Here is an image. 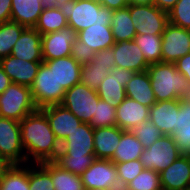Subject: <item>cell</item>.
Returning <instances> with one entry per match:
<instances>
[{"label": "cell", "mask_w": 190, "mask_h": 190, "mask_svg": "<svg viewBox=\"0 0 190 190\" xmlns=\"http://www.w3.org/2000/svg\"><path fill=\"white\" fill-rule=\"evenodd\" d=\"M21 143L27 164L55 161L60 143L52 131L45 113L37 109L20 122Z\"/></svg>", "instance_id": "1"}, {"label": "cell", "mask_w": 190, "mask_h": 190, "mask_svg": "<svg viewBox=\"0 0 190 190\" xmlns=\"http://www.w3.org/2000/svg\"><path fill=\"white\" fill-rule=\"evenodd\" d=\"M147 72L156 102L190 97V85L174 63L149 64Z\"/></svg>", "instance_id": "2"}, {"label": "cell", "mask_w": 190, "mask_h": 190, "mask_svg": "<svg viewBox=\"0 0 190 190\" xmlns=\"http://www.w3.org/2000/svg\"><path fill=\"white\" fill-rule=\"evenodd\" d=\"M68 19V26L77 33L92 26H110L114 10L102 6L98 0H75L59 7Z\"/></svg>", "instance_id": "3"}, {"label": "cell", "mask_w": 190, "mask_h": 190, "mask_svg": "<svg viewBox=\"0 0 190 190\" xmlns=\"http://www.w3.org/2000/svg\"><path fill=\"white\" fill-rule=\"evenodd\" d=\"M36 107L30 87L12 83L0 94V117L21 121Z\"/></svg>", "instance_id": "4"}, {"label": "cell", "mask_w": 190, "mask_h": 190, "mask_svg": "<svg viewBox=\"0 0 190 190\" xmlns=\"http://www.w3.org/2000/svg\"><path fill=\"white\" fill-rule=\"evenodd\" d=\"M34 103L38 109L49 105L61 104L66 90L59 86L53 69L42 62L35 80L30 87Z\"/></svg>", "instance_id": "5"}, {"label": "cell", "mask_w": 190, "mask_h": 190, "mask_svg": "<svg viewBox=\"0 0 190 190\" xmlns=\"http://www.w3.org/2000/svg\"><path fill=\"white\" fill-rule=\"evenodd\" d=\"M0 159L9 165L27 164L19 121L0 117Z\"/></svg>", "instance_id": "6"}, {"label": "cell", "mask_w": 190, "mask_h": 190, "mask_svg": "<svg viewBox=\"0 0 190 190\" xmlns=\"http://www.w3.org/2000/svg\"><path fill=\"white\" fill-rule=\"evenodd\" d=\"M181 154L174 138L163 135L151 146L144 148L139 161L145 169L160 173L168 168Z\"/></svg>", "instance_id": "7"}, {"label": "cell", "mask_w": 190, "mask_h": 190, "mask_svg": "<svg viewBox=\"0 0 190 190\" xmlns=\"http://www.w3.org/2000/svg\"><path fill=\"white\" fill-rule=\"evenodd\" d=\"M98 98L95 89L78 83L66 90L61 105L71 111L82 122L89 123L93 114H95Z\"/></svg>", "instance_id": "8"}, {"label": "cell", "mask_w": 190, "mask_h": 190, "mask_svg": "<svg viewBox=\"0 0 190 190\" xmlns=\"http://www.w3.org/2000/svg\"><path fill=\"white\" fill-rule=\"evenodd\" d=\"M136 34H162L169 23L168 13L155 5H128Z\"/></svg>", "instance_id": "9"}, {"label": "cell", "mask_w": 190, "mask_h": 190, "mask_svg": "<svg viewBox=\"0 0 190 190\" xmlns=\"http://www.w3.org/2000/svg\"><path fill=\"white\" fill-rule=\"evenodd\" d=\"M190 53V30L168 23L162 33L161 62L175 63Z\"/></svg>", "instance_id": "10"}, {"label": "cell", "mask_w": 190, "mask_h": 190, "mask_svg": "<svg viewBox=\"0 0 190 190\" xmlns=\"http://www.w3.org/2000/svg\"><path fill=\"white\" fill-rule=\"evenodd\" d=\"M84 188L120 190L115 163L110 159H95L81 175Z\"/></svg>", "instance_id": "11"}, {"label": "cell", "mask_w": 190, "mask_h": 190, "mask_svg": "<svg viewBox=\"0 0 190 190\" xmlns=\"http://www.w3.org/2000/svg\"><path fill=\"white\" fill-rule=\"evenodd\" d=\"M136 72L113 67L96 89L98 97L112 106H118L125 98V86Z\"/></svg>", "instance_id": "12"}, {"label": "cell", "mask_w": 190, "mask_h": 190, "mask_svg": "<svg viewBox=\"0 0 190 190\" xmlns=\"http://www.w3.org/2000/svg\"><path fill=\"white\" fill-rule=\"evenodd\" d=\"M77 39V32L67 26L59 31L42 35L43 61L71 56L72 44Z\"/></svg>", "instance_id": "13"}, {"label": "cell", "mask_w": 190, "mask_h": 190, "mask_svg": "<svg viewBox=\"0 0 190 190\" xmlns=\"http://www.w3.org/2000/svg\"><path fill=\"white\" fill-rule=\"evenodd\" d=\"M58 154H68L73 157H84V155H95L94 151V129L89 123H82L68 135L60 144Z\"/></svg>", "instance_id": "14"}, {"label": "cell", "mask_w": 190, "mask_h": 190, "mask_svg": "<svg viewBox=\"0 0 190 190\" xmlns=\"http://www.w3.org/2000/svg\"><path fill=\"white\" fill-rule=\"evenodd\" d=\"M57 141L61 144L83 122L61 104L41 108Z\"/></svg>", "instance_id": "15"}, {"label": "cell", "mask_w": 190, "mask_h": 190, "mask_svg": "<svg viewBox=\"0 0 190 190\" xmlns=\"http://www.w3.org/2000/svg\"><path fill=\"white\" fill-rule=\"evenodd\" d=\"M180 99L156 102L150 107L149 120L162 132L172 136L176 132Z\"/></svg>", "instance_id": "16"}, {"label": "cell", "mask_w": 190, "mask_h": 190, "mask_svg": "<svg viewBox=\"0 0 190 190\" xmlns=\"http://www.w3.org/2000/svg\"><path fill=\"white\" fill-rule=\"evenodd\" d=\"M164 190H186L190 186V157L181 154L168 168L160 173Z\"/></svg>", "instance_id": "17"}, {"label": "cell", "mask_w": 190, "mask_h": 190, "mask_svg": "<svg viewBox=\"0 0 190 190\" xmlns=\"http://www.w3.org/2000/svg\"><path fill=\"white\" fill-rule=\"evenodd\" d=\"M113 49L116 67L138 72L147 71L149 64L140 47L133 41L115 42Z\"/></svg>", "instance_id": "18"}, {"label": "cell", "mask_w": 190, "mask_h": 190, "mask_svg": "<svg viewBox=\"0 0 190 190\" xmlns=\"http://www.w3.org/2000/svg\"><path fill=\"white\" fill-rule=\"evenodd\" d=\"M42 62L19 59L12 55L0 59V65L12 83L31 87Z\"/></svg>", "instance_id": "19"}, {"label": "cell", "mask_w": 190, "mask_h": 190, "mask_svg": "<svg viewBox=\"0 0 190 190\" xmlns=\"http://www.w3.org/2000/svg\"><path fill=\"white\" fill-rule=\"evenodd\" d=\"M149 111L150 107L126 97L116 106V125L124 131H130L149 120Z\"/></svg>", "instance_id": "20"}, {"label": "cell", "mask_w": 190, "mask_h": 190, "mask_svg": "<svg viewBox=\"0 0 190 190\" xmlns=\"http://www.w3.org/2000/svg\"><path fill=\"white\" fill-rule=\"evenodd\" d=\"M42 35L35 28H25L13 46L10 55L22 60L43 62Z\"/></svg>", "instance_id": "21"}, {"label": "cell", "mask_w": 190, "mask_h": 190, "mask_svg": "<svg viewBox=\"0 0 190 190\" xmlns=\"http://www.w3.org/2000/svg\"><path fill=\"white\" fill-rule=\"evenodd\" d=\"M43 62H45L50 69H53L59 86H63L65 90H68L75 84L80 83L82 65L71 56Z\"/></svg>", "instance_id": "22"}, {"label": "cell", "mask_w": 190, "mask_h": 190, "mask_svg": "<svg viewBox=\"0 0 190 190\" xmlns=\"http://www.w3.org/2000/svg\"><path fill=\"white\" fill-rule=\"evenodd\" d=\"M125 131L116 126L94 129V151L96 159H111Z\"/></svg>", "instance_id": "23"}, {"label": "cell", "mask_w": 190, "mask_h": 190, "mask_svg": "<svg viewBox=\"0 0 190 190\" xmlns=\"http://www.w3.org/2000/svg\"><path fill=\"white\" fill-rule=\"evenodd\" d=\"M126 97L151 107L156 103L150 76L147 71L135 73L125 86Z\"/></svg>", "instance_id": "24"}, {"label": "cell", "mask_w": 190, "mask_h": 190, "mask_svg": "<svg viewBox=\"0 0 190 190\" xmlns=\"http://www.w3.org/2000/svg\"><path fill=\"white\" fill-rule=\"evenodd\" d=\"M43 9L41 0H12L11 21L34 28Z\"/></svg>", "instance_id": "25"}, {"label": "cell", "mask_w": 190, "mask_h": 190, "mask_svg": "<svg viewBox=\"0 0 190 190\" xmlns=\"http://www.w3.org/2000/svg\"><path fill=\"white\" fill-rule=\"evenodd\" d=\"M77 38L86 43L95 52L109 49L115 44L110 26L93 24L77 33Z\"/></svg>", "instance_id": "26"}, {"label": "cell", "mask_w": 190, "mask_h": 190, "mask_svg": "<svg viewBox=\"0 0 190 190\" xmlns=\"http://www.w3.org/2000/svg\"><path fill=\"white\" fill-rule=\"evenodd\" d=\"M176 132L172 135L182 154L190 153V97L181 98Z\"/></svg>", "instance_id": "27"}, {"label": "cell", "mask_w": 190, "mask_h": 190, "mask_svg": "<svg viewBox=\"0 0 190 190\" xmlns=\"http://www.w3.org/2000/svg\"><path fill=\"white\" fill-rule=\"evenodd\" d=\"M144 150L141 142L135 137L131 131H125L113 157L110 159L113 163H123L127 161L137 160Z\"/></svg>", "instance_id": "28"}, {"label": "cell", "mask_w": 190, "mask_h": 190, "mask_svg": "<svg viewBox=\"0 0 190 190\" xmlns=\"http://www.w3.org/2000/svg\"><path fill=\"white\" fill-rule=\"evenodd\" d=\"M110 27L115 42L131 41L136 36L128 7L114 10Z\"/></svg>", "instance_id": "29"}, {"label": "cell", "mask_w": 190, "mask_h": 190, "mask_svg": "<svg viewBox=\"0 0 190 190\" xmlns=\"http://www.w3.org/2000/svg\"><path fill=\"white\" fill-rule=\"evenodd\" d=\"M0 190H29V163L10 165L2 176Z\"/></svg>", "instance_id": "30"}, {"label": "cell", "mask_w": 190, "mask_h": 190, "mask_svg": "<svg viewBox=\"0 0 190 190\" xmlns=\"http://www.w3.org/2000/svg\"><path fill=\"white\" fill-rule=\"evenodd\" d=\"M68 26V19L59 7L44 8L35 25V29L41 34L59 31Z\"/></svg>", "instance_id": "31"}, {"label": "cell", "mask_w": 190, "mask_h": 190, "mask_svg": "<svg viewBox=\"0 0 190 190\" xmlns=\"http://www.w3.org/2000/svg\"><path fill=\"white\" fill-rule=\"evenodd\" d=\"M133 41L140 47L148 64L161 62L162 34H136Z\"/></svg>", "instance_id": "32"}, {"label": "cell", "mask_w": 190, "mask_h": 190, "mask_svg": "<svg viewBox=\"0 0 190 190\" xmlns=\"http://www.w3.org/2000/svg\"><path fill=\"white\" fill-rule=\"evenodd\" d=\"M29 190H55L51 179V161L30 163Z\"/></svg>", "instance_id": "33"}, {"label": "cell", "mask_w": 190, "mask_h": 190, "mask_svg": "<svg viewBox=\"0 0 190 190\" xmlns=\"http://www.w3.org/2000/svg\"><path fill=\"white\" fill-rule=\"evenodd\" d=\"M51 179L55 190H84L80 175L73 174L51 161Z\"/></svg>", "instance_id": "34"}, {"label": "cell", "mask_w": 190, "mask_h": 190, "mask_svg": "<svg viewBox=\"0 0 190 190\" xmlns=\"http://www.w3.org/2000/svg\"><path fill=\"white\" fill-rule=\"evenodd\" d=\"M25 28L14 21L0 23V59L11 54L13 46Z\"/></svg>", "instance_id": "35"}, {"label": "cell", "mask_w": 190, "mask_h": 190, "mask_svg": "<svg viewBox=\"0 0 190 190\" xmlns=\"http://www.w3.org/2000/svg\"><path fill=\"white\" fill-rule=\"evenodd\" d=\"M110 71L111 67L97 66V62L92 60L81 66L80 83L96 90Z\"/></svg>", "instance_id": "36"}, {"label": "cell", "mask_w": 190, "mask_h": 190, "mask_svg": "<svg viewBox=\"0 0 190 190\" xmlns=\"http://www.w3.org/2000/svg\"><path fill=\"white\" fill-rule=\"evenodd\" d=\"M160 174L151 169H143L122 190H158L161 189Z\"/></svg>", "instance_id": "37"}, {"label": "cell", "mask_w": 190, "mask_h": 190, "mask_svg": "<svg viewBox=\"0 0 190 190\" xmlns=\"http://www.w3.org/2000/svg\"><path fill=\"white\" fill-rule=\"evenodd\" d=\"M89 124L93 129L116 126V107L98 98L95 114H93Z\"/></svg>", "instance_id": "38"}, {"label": "cell", "mask_w": 190, "mask_h": 190, "mask_svg": "<svg viewBox=\"0 0 190 190\" xmlns=\"http://www.w3.org/2000/svg\"><path fill=\"white\" fill-rule=\"evenodd\" d=\"M95 155H84V157H73L68 154H58L55 162L63 169L77 175L87 170L95 160Z\"/></svg>", "instance_id": "39"}, {"label": "cell", "mask_w": 190, "mask_h": 190, "mask_svg": "<svg viewBox=\"0 0 190 190\" xmlns=\"http://www.w3.org/2000/svg\"><path fill=\"white\" fill-rule=\"evenodd\" d=\"M169 23L190 30V0H178L168 12Z\"/></svg>", "instance_id": "40"}, {"label": "cell", "mask_w": 190, "mask_h": 190, "mask_svg": "<svg viewBox=\"0 0 190 190\" xmlns=\"http://www.w3.org/2000/svg\"><path fill=\"white\" fill-rule=\"evenodd\" d=\"M144 148L151 146L163 136L162 132L150 121H145L130 130Z\"/></svg>", "instance_id": "41"}, {"label": "cell", "mask_w": 190, "mask_h": 190, "mask_svg": "<svg viewBox=\"0 0 190 190\" xmlns=\"http://www.w3.org/2000/svg\"><path fill=\"white\" fill-rule=\"evenodd\" d=\"M115 166L120 183V190H122L128 182L133 180L144 169V166L139 159L123 163H115Z\"/></svg>", "instance_id": "42"}, {"label": "cell", "mask_w": 190, "mask_h": 190, "mask_svg": "<svg viewBox=\"0 0 190 190\" xmlns=\"http://www.w3.org/2000/svg\"><path fill=\"white\" fill-rule=\"evenodd\" d=\"M95 51L92 50L86 43L81 42L78 38L72 44L71 57L79 64L84 65L94 59Z\"/></svg>", "instance_id": "43"}, {"label": "cell", "mask_w": 190, "mask_h": 190, "mask_svg": "<svg viewBox=\"0 0 190 190\" xmlns=\"http://www.w3.org/2000/svg\"><path fill=\"white\" fill-rule=\"evenodd\" d=\"M93 60L97 62V66L111 67V69L116 67L112 48L95 52Z\"/></svg>", "instance_id": "44"}, {"label": "cell", "mask_w": 190, "mask_h": 190, "mask_svg": "<svg viewBox=\"0 0 190 190\" xmlns=\"http://www.w3.org/2000/svg\"><path fill=\"white\" fill-rule=\"evenodd\" d=\"M178 72L182 73L190 85V53L186 54L182 58H179L174 63Z\"/></svg>", "instance_id": "45"}, {"label": "cell", "mask_w": 190, "mask_h": 190, "mask_svg": "<svg viewBox=\"0 0 190 190\" xmlns=\"http://www.w3.org/2000/svg\"><path fill=\"white\" fill-rule=\"evenodd\" d=\"M12 0H0V23L11 21Z\"/></svg>", "instance_id": "46"}, {"label": "cell", "mask_w": 190, "mask_h": 190, "mask_svg": "<svg viewBox=\"0 0 190 190\" xmlns=\"http://www.w3.org/2000/svg\"><path fill=\"white\" fill-rule=\"evenodd\" d=\"M99 2L102 6L112 10L123 9L128 6L127 0H99Z\"/></svg>", "instance_id": "47"}, {"label": "cell", "mask_w": 190, "mask_h": 190, "mask_svg": "<svg viewBox=\"0 0 190 190\" xmlns=\"http://www.w3.org/2000/svg\"><path fill=\"white\" fill-rule=\"evenodd\" d=\"M178 0H154V5L157 6L160 10L169 12Z\"/></svg>", "instance_id": "48"}, {"label": "cell", "mask_w": 190, "mask_h": 190, "mask_svg": "<svg viewBox=\"0 0 190 190\" xmlns=\"http://www.w3.org/2000/svg\"><path fill=\"white\" fill-rule=\"evenodd\" d=\"M11 84L9 76L4 72L0 65V94H2Z\"/></svg>", "instance_id": "49"}, {"label": "cell", "mask_w": 190, "mask_h": 190, "mask_svg": "<svg viewBox=\"0 0 190 190\" xmlns=\"http://www.w3.org/2000/svg\"><path fill=\"white\" fill-rule=\"evenodd\" d=\"M75 0H41L43 8L60 7L67 2Z\"/></svg>", "instance_id": "50"}, {"label": "cell", "mask_w": 190, "mask_h": 190, "mask_svg": "<svg viewBox=\"0 0 190 190\" xmlns=\"http://www.w3.org/2000/svg\"><path fill=\"white\" fill-rule=\"evenodd\" d=\"M128 5H154V0H127Z\"/></svg>", "instance_id": "51"}, {"label": "cell", "mask_w": 190, "mask_h": 190, "mask_svg": "<svg viewBox=\"0 0 190 190\" xmlns=\"http://www.w3.org/2000/svg\"><path fill=\"white\" fill-rule=\"evenodd\" d=\"M10 165L3 159H0V182L2 180V176L4 174V172L6 171V169L9 167Z\"/></svg>", "instance_id": "52"}, {"label": "cell", "mask_w": 190, "mask_h": 190, "mask_svg": "<svg viewBox=\"0 0 190 190\" xmlns=\"http://www.w3.org/2000/svg\"><path fill=\"white\" fill-rule=\"evenodd\" d=\"M84 190H115V189H108V188H85Z\"/></svg>", "instance_id": "53"}]
</instances>
